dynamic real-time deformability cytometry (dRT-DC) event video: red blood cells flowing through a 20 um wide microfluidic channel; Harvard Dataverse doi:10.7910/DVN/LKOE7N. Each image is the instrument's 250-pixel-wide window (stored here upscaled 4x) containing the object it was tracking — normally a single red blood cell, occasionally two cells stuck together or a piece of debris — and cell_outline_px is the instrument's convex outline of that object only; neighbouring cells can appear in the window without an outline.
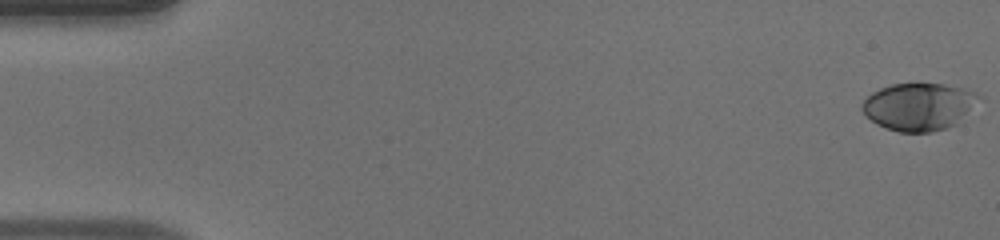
{"species": "human", "species_latin": "Homo sapiens", "temperature_condition": "warm", "stored_images_in_passage": 52, "camera_frame_rate_fps": 3000, "um_per_image_px": 0.085, "donor": {"sex": "male"}, "frame": {"image": 1, "passage_image": 1, "time_ms": 0.0, "image_size_px": [1000, 240], "cell_outline_px": [[976, 96], [968, 108], [956, 124], [948, 128], [932, 132], [900, 132], [876, 124], [860, 108], [860, 104], [872, 92], [880, 88], [892, 84], [916, 80], [944, 84], [976, 92]], "centroid_in_image_um": [77.99, 9.02], "position_along_channel_um": 7.0, "area_um2": 32.08}}
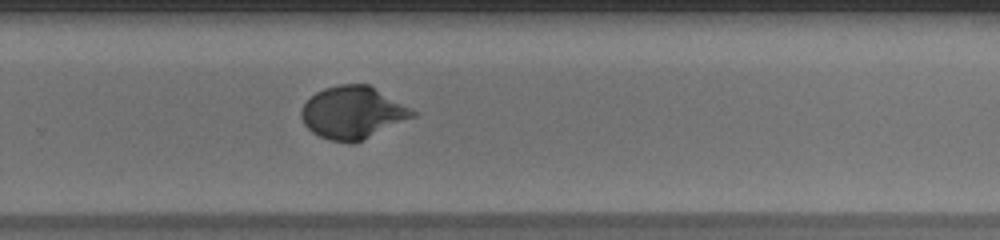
{"frame": {"image": 2, "passage_image": 35, "time_ms": 11.333, "image_size_px": [1000, 240], "cell_outline_px": [[416, 116], [352, 144], [328, 140], [312, 132], [304, 124], [300, 116], [300, 108], [316, 92], [324, 88], [340, 84], [368, 84], [416, 112]], "centroid_in_image_um": [29.93, 9.58], "position_along_channel_um": 299.9, "area_um2": 33.64}}
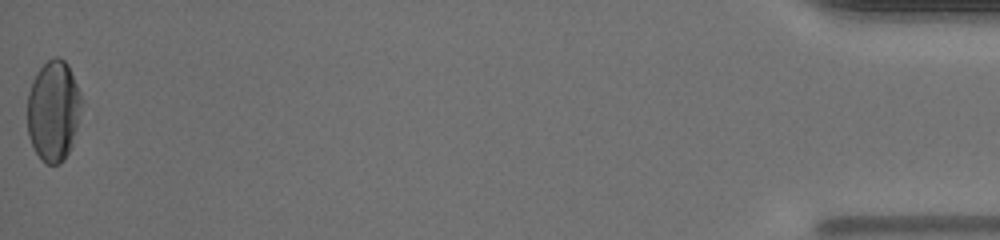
{"frame": {"image": 3, "passage_image": 52, "time_ms": 17.0, "image_size_px": [1000, 240], "cell_outline_px": [[84, 104], [72, 144], [64, 160], [60, 164], [48, 164], [36, 152], [28, 136], [28, 92], [32, 80], [36, 72], [48, 60], [56, 56], [60, 56], [68, 64], [84, 100]], "centroid_in_image_um": [4.57, 9.38], "position_along_channel_um": 430.6, "area_um2": 32.14}, "authors_computed_cell_mechanics": {"area_um2": 32.0501, "velocity_mm_per_s": 4.015, "shape_relaxation_time_tau1_ms": 4.7567, "shape_relaxation_time_tau2_ms": null, "deformation_change_tau1": 0.212, "deformation_change_tau2": null}}